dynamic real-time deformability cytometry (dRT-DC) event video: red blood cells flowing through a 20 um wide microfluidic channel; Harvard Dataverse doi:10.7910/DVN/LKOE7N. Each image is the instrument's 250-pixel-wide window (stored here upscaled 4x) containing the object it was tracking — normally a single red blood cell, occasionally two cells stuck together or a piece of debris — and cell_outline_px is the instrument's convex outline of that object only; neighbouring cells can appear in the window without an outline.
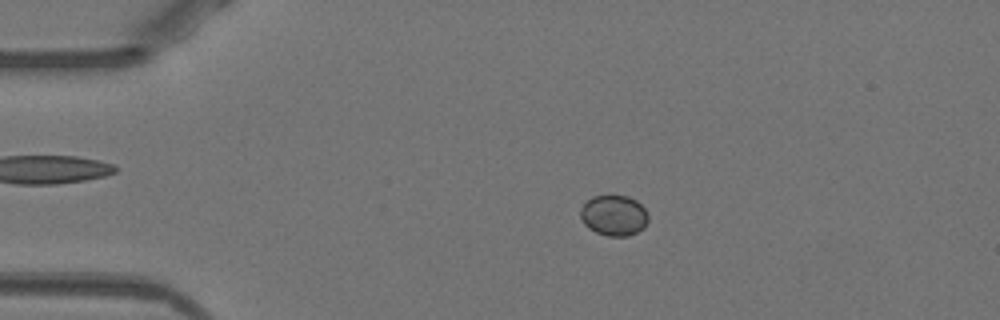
{"species": "Egyptian fruit bat (a non-hibernating species)", "species_latin": "Rousettus aegyptiacus", "temperature_condition": "warm", "stored_images_in_passage": 52, "camera_frame_rate_fps": 3000, "um_per_image_px": 0.085, "animal": {"sex": "female"}, "frame": {"image": 1, "passage_image": 11, "time_ms": 3.333, "image_size_px": [1000, 320], "cell_outline_px": [[648, 220], [644, 228], [628, 236], [608, 236], [596, 232], [588, 228], [584, 224], [580, 216], [580, 208], [592, 196], [628, 196], [636, 200], [644, 208], [648, 216]], "centroid_in_image_um": [52.17, 18.31], "position_along_channel_um": 32.8, "area_um2": 16.01}}
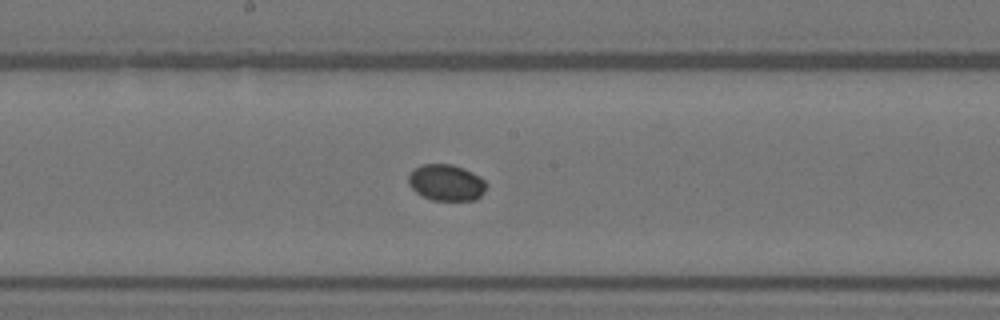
{"frame": {"image": 2, "passage_image": 28, "time_ms": 9.0, "image_size_px": [1000, 320], "cell_outline_px": [[488, 184], [484, 192], [476, 200], [432, 200], [416, 192], [408, 184], [408, 176], [420, 164], [452, 164], [464, 168], [480, 176]], "centroid_in_image_um": [37.96, 15.52], "position_along_channel_um": 210.2, "area_um2": 16.53}}
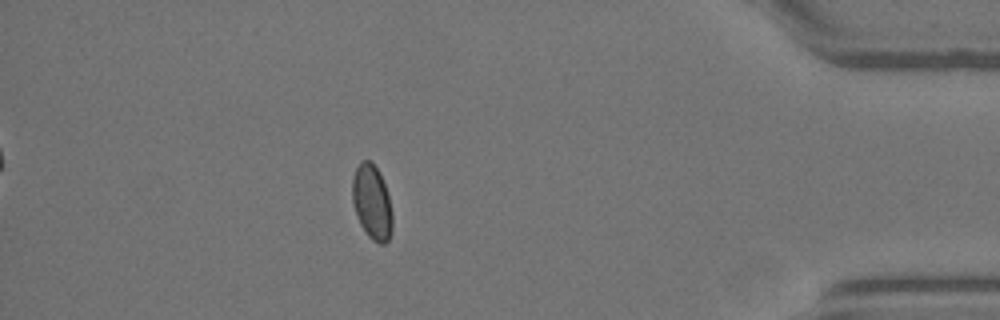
{"frame": {"image": 3, "passage_image": 46, "time_ms": 15.0, "image_size_px": [1000, 320], "cell_outline_px": [[392, 232], [388, 240], [384, 244], [380, 244], [372, 240], [368, 236], [360, 224], [352, 200], [352, 180], [356, 168], [360, 160], [368, 160], [376, 168], [384, 184], [388, 196], [392, 212]], "centroid_in_image_um": [31.61, 17.22], "position_along_channel_um": 403.6, "area_um2": 17.22}, "authors_computed_cell_mechanics": {"area_um2": 16.6175, "velocity_mm_per_s": 3.9574, "shape_relaxation_time_tau1_ms": 2.3606, "shape_relaxation_time_tau2_ms": null, "deformation_change_tau1": 0.0368, "deformation_change_tau2": null}}